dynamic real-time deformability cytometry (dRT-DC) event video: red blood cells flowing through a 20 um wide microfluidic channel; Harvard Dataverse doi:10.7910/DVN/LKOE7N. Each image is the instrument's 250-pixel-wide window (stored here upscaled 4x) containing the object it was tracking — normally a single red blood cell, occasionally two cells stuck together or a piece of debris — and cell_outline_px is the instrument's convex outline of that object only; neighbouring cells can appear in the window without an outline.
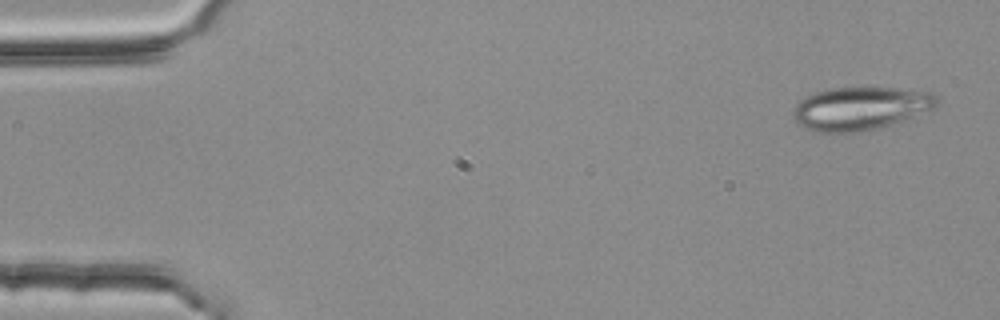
{"species": "common noctule bat (a hibernating species)", "species_latin": "Nyctalus noctula", "temperature_condition": "room temperature", "stored_images_in_passage": 3, "camera_frame_rate_fps": 3000, "um_per_image_px": 0.085, "animal": {"sex": "female", "body_mass_g": 25.1}, "frame": {"image": 1, "passage_image": 1, "time_ms": 0.0, "image_size_px": [1000, 320], "cell_outline_px": [[940, 100], [936, 108], [916, 120], [860, 132], [816, 132], [804, 128], [792, 116], [792, 112], [796, 104], [800, 100], [816, 92], [832, 88], [900, 88], [932, 92]], "centroid_in_image_um": [73.27, 9.24], "position_along_channel_um": 11.7, "area_um2": 37.11}}